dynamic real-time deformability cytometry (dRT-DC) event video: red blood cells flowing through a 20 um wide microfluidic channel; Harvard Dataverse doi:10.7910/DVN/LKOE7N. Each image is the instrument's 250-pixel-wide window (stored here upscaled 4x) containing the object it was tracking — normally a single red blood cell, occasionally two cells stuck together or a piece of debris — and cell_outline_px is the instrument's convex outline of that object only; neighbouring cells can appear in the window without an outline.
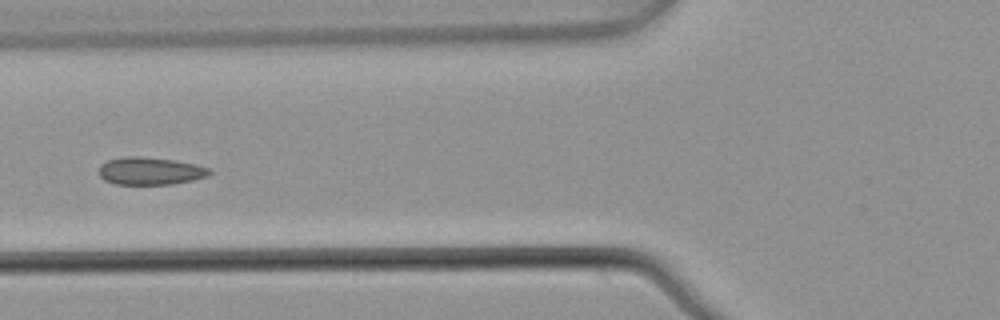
{"species": "common noctule bat (a hibernating species)", "species_latin": "Nyctalus noctula", "temperature_condition": "warm", "stored_images_in_passage": 8, "camera_frame_rate_fps": 3000, "um_per_image_px": 0.085, "animal": {"sex": "male", "body_mass_g": 21.5, "forearm_length_mm": 52.0}, "frame": {"image": 1, "passage_image": 6, "time_ms": 1.667, "image_size_px": [1000, 320], "cell_outline_px": [[212, 172], [208, 176], [192, 180], [172, 184], [116, 184], [104, 180], [100, 176], [100, 164], [108, 160], [124, 156], [140, 156], [176, 160], [196, 164], [212, 168]], "centroid_in_image_um": [12.8, 14.52], "position_along_channel_um": 113.0, "area_um2": 17.92}}
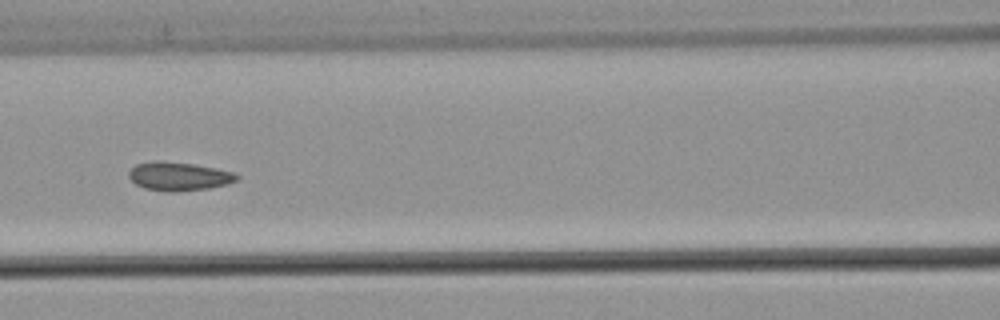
{"frame": {"image": 2, "passage_image": 7, "time_ms": 2.0, "image_size_px": [1000, 320], "cell_outline_px": [[240, 176], [236, 180], [228, 184], [208, 188], [176, 192], [168, 192], [144, 188], [136, 184], [128, 176], [128, 172], [136, 164], [152, 160], [160, 160], [192, 164], [216, 168], [232, 172]], "centroid_in_image_um": [15.17, 14.98], "position_along_channel_um": 151.4, "area_um2": 18.03}}